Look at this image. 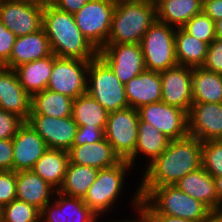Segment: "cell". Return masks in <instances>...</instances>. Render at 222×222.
Instances as JSON below:
<instances>
[{
    "mask_svg": "<svg viewBox=\"0 0 222 222\" xmlns=\"http://www.w3.org/2000/svg\"><path fill=\"white\" fill-rule=\"evenodd\" d=\"M116 0H89L74 14L84 37L100 51L110 34Z\"/></svg>",
    "mask_w": 222,
    "mask_h": 222,
    "instance_id": "cell-7",
    "label": "cell"
},
{
    "mask_svg": "<svg viewBox=\"0 0 222 222\" xmlns=\"http://www.w3.org/2000/svg\"><path fill=\"white\" fill-rule=\"evenodd\" d=\"M16 36L0 21V66L10 58Z\"/></svg>",
    "mask_w": 222,
    "mask_h": 222,
    "instance_id": "cell-41",
    "label": "cell"
},
{
    "mask_svg": "<svg viewBox=\"0 0 222 222\" xmlns=\"http://www.w3.org/2000/svg\"><path fill=\"white\" fill-rule=\"evenodd\" d=\"M16 199L35 206L40 211L51 201L53 188L33 170L16 172Z\"/></svg>",
    "mask_w": 222,
    "mask_h": 222,
    "instance_id": "cell-22",
    "label": "cell"
},
{
    "mask_svg": "<svg viewBox=\"0 0 222 222\" xmlns=\"http://www.w3.org/2000/svg\"><path fill=\"white\" fill-rule=\"evenodd\" d=\"M16 172L0 171V208L16 199Z\"/></svg>",
    "mask_w": 222,
    "mask_h": 222,
    "instance_id": "cell-37",
    "label": "cell"
},
{
    "mask_svg": "<svg viewBox=\"0 0 222 222\" xmlns=\"http://www.w3.org/2000/svg\"><path fill=\"white\" fill-rule=\"evenodd\" d=\"M99 169L68 164L63 183L58 192L65 195L83 198L94 183Z\"/></svg>",
    "mask_w": 222,
    "mask_h": 222,
    "instance_id": "cell-32",
    "label": "cell"
},
{
    "mask_svg": "<svg viewBox=\"0 0 222 222\" xmlns=\"http://www.w3.org/2000/svg\"><path fill=\"white\" fill-rule=\"evenodd\" d=\"M68 164V151L47 149L32 170L53 188L57 187L56 191H58L63 183Z\"/></svg>",
    "mask_w": 222,
    "mask_h": 222,
    "instance_id": "cell-26",
    "label": "cell"
},
{
    "mask_svg": "<svg viewBox=\"0 0 222 222\" xmlns=\"http://www.w3.org/2000/svg\"><path fill=\"white\" fill-rule=\"evenodd\" d=\"M192 73V67L182 65L161 71V101L168 105L181 108L188 113L193 104Z\"/></svg>",
    "mask_w": 222,
    "mask_h": 222,
    "instance_id": "cell-15",
    "label": "cell"
},
{
    "mask_svg": "<svg viewBox=\"0 0 222 222\" xmlns=\"http://www.w3.org/2000/svg\"><path fill=\"white\" fill-rule=\"evenodd\" d=\"M13 171L32 170L35 163L49 149L42 137L25 121L12 138Z\"/></svg>",
    "mask_w": 222,
    "mask_h": 222,
    "instance_id": "cell-17",
    "label": "cell"
},
{
    "mask_svg": "<svg viewBox=\"0 0 222 222\" xmlns=\"http://www.w3.org/2000/svg\"><path fill=\"white\" fill-rule=\"evenodd\" d=\"M175 28L155 21L141 40L145 68L161 72L178 65L175 49Z\"/></svg>",
    "mask_w": 222,
    "mask_h": 222,
    "instance_id": "cell-6",
    "label": "cell"
},
{
    "mask_svg": "<svg viewBox=\"0 0 222 222\" xmlns=\"http://www.w3.org/2000/svg\"><path fill=\"white\" fill-rule=\"evenodd\" d=\"M56 58L57 56L52 53L48 57L20 65L15 69L20 84L31 97L47 88Z\"/></svg>",
    "mask_w": 222,
    "mask_h": 222,
    "instance_id": "cell-24",
    "label": "cell"
},
{
    "mask_svg": "<svg viewBox=\"0 0 222 222\" xmlns=\"http://www.w3.org/2000/svg\"><path fill=\"white\" fill-rule=\"evenodd\" d=\"M61 210H63L64 222H94L97 217L82 198L63 193H61Z\"/></svg>",
    "mask_w": 222,
    "mask_h": 222,
    "instance_id": "cell-34",
    "label": "cell"
},
{
    "mask_svg": "<svg viewBox=\"0 0 222 222\" xmlns=\"http://www.w3.org/2000/svg\"><path fill=\"white\" fill-rule=\"evenodd\" d=\"M146 222H152L148 217H146Z\"/></svg>",
    "mask_w": 222,
    "mask_h": 222,
    "instance_id": "cell-53",
    "label": "cell"
},
{
    "mask_svg": "<svg viewBox=\"0 0 222 222\" xmlns=\"http://www.w3.org/2000/svg\"><path fill=\"white\" fill-rule=\"evenodd\" d=\"M216 38L222 39V19L215 21Z\"/></svg>",
    "mask_w": 222,
    "mask_h": 222,
    "instance_id": "cell-49",
    "label": "cell"
},
{
    "mask_svg": "<svg viewBox=\"0 0 222 222\" xmlns=\"http://www.w3.org/2000/svg\"><path fill=\"white\" fill-rule=\"evenodd\" d=\"M208 44L188 34L183 28L175 33V49L178 65L202 67L208 50Z\"/></svg>",
    "mask_w": 222,
    "mask_h": 222,
    "instance_id": "cell-29",
    "label": "cell"
},
{
    "mask_svg": "<svg viewBox=\"0 0 222 222\" xmlns=\"http://www.w3.org/2000/svg\"><path fill=\"white\" fill-rule=\"evenodd\" d=\"M188 132L201 142L221 140L222 103H193L188 112Z\"/></svg>",
    "mask_w": 222,
    "mask_h": 222,
    "instance_id": "cell-16",
    "label": "cell"
},
{
    "mask_svg": "<svg viewBox=\"0 0 222 222\" xmlns=\"http://www.w3.org/2000/svg\"><path fill=\"white\" fill-rule=\"evenodd\" d=\"M105 128L78 126L72 146H80L88 143L99 142L105 138Z\"/></svg>",
    "mask_w": 222,
    "mask_h": 222,
    "instance_id": "cell-40",
    "label": "cell"
},
{
    "mask_svg": "<svg viewBox=\"0 0 222 222\" xmlns=\"http://www.w3.org/2000/svg\"><path fill=\"white\" fill-rule=\"evenodd\" d=\"M108 112L88 93L73 100L72 118L77 126L105 128Z\"/></svg>",
    "mask_w": 222,
    "mask_h": 222,
    "instance_id": "cell-31",
    "label": "cell"
},
{
    "mask_svg": "<svg viewBox=\"0 0 222 222\" xmlns=\"http://www.w3.org/2000/svg\"><path fill=\"white\" fill-rule=\"evenodd\" d=\"M73 100L61 93L45 89L32 96L30 114L57 118L69 117L72 116Z\"/></svg>",
    "mask_w": 222,
    "mask_h": 222,
    "instance_id": "cell-30",
    "label": "cell"
},
{
    "mask_svg": "<svg viewBox=\"0 0 222 222\" xmlns=\"http://www.w3.org/2000/svg\"><path fill=\"white\" fill-rule=\"evenodd\" d=\"M175 186L190 197L201 201L214 214L217 213L215 181L203 167L181 178Z\"/></svg>",
    "mask_w": 222,
    "mask_h": 222,
    "instance_id": "cell-23",
    "label": "cell"
},
{
    "mask_svg": "<svg viewBox=\"0 0 222 222\" xmlns=\"http://www.w3.org/2000/svg\"><path fill=\"white\" fill-rule=\"evenodd\" d=\"M211 222H221L216 216H214L211 220Z\"/></svg>",
    "mask_w": 222,
    "mask_h": 222,
    "instance_id": "cell-52",
    "label": "cell"
},
{
    "mask_svg": "<svg viewBox=\"0 0 222 222\" xmlns=\"http://www.w3.org/2000/svg\"><path fill=\"white\" fill-rule=\"evenodd\" d=\"M32 97L20 84L14 69L0 66V109L16 114L27 121Z\"/></svg>",
    "mask_w": 222,
    "mask_h": 222,
    "instance_id": "cell-18",
    "label": "cell"
},
{
    "mask_svg": "<svg viewBox=\"0 0 222 222\" xmlns=\"http://www.w3.org/2000/svg\"><path fill=\"white\" fill-rule=\"evenodd\" d=\"M38 2H42V3H52L53 0H36Z\"/></svg>",
    "mask_w": 222,
    "mask_h": 222,
    "instance_id": "cell-51",
    "label": "cell"
},
{
    "mask_svg": "<svg viewBox=\"0 0 222 222\" xmlns=\"http://www.w3.org/2000/svg\"><path fill=\"white\" fill-rule=\"evenodd\" d=\"M89 0H53L52 5L69 14L77 13Z\"/></svg>",
    "mask_w": 222,
    "mask_h": 222,
    "instance_id": "cell-44",
    "label": "cell"
},
{
    "mask_svg": "<svg viewBox=\"0 0 222 222\" xmlns=\"http://www.w3.org/2000/svg\"><path fill=\"white\" fill-rule=\"evenodd\" d=\"M138 109H126L110 112L105 127V139L112 145L121 160H127L133 153L138 140Z\"/></svg>",
    "mask_w": 222,
    "mask_h": 222,
    "instance_id": "cell-9",
    "label": "cell"
},
{
    "mask_svg": "<svg viewBox=\"0 0 222 222\" xmlns=\"http://www.w3.org/2000/svg\"><path fill=\"white\" fill-rule=\"evenodd\" d=\"M27 122L42 137L49 149L68 151L72 147L78 129L72 116L57 118L30 114Z\"/></svg>",
    "mask_w": 222,
    "mask_h": 222,
    "instance_id": "cell-14",
    "label": "cell"
},
{
    "mask_svg": "<svg viewBox=\"0 0 222 222\" xmlns=\"http://www.w3.org/2000/svg\"><path fill=\"white\" fill-rule=\"evenodd\" d=\"M182 28L208 45L216 38L215 22L203 11L193 16Z\"/></svg>",
    "mask_w": 222,
    "mask_h": 222,
    "instance_id": "cell-35",
    "label": "cell"
},
{
    "mask_svg": "<svg viewBox=\"0 0 222 222\" xmlns=\"http://www.w3.org/2000/svg\"><path fill=\"white\" fill-rule=\"evenodd\" d=\"M142 121L157 128L169 139H182L189 135L188 113L163 101L141 106L138 109Z\"/></svg>",
    "mask_w": 222,
    "mask_h": 222,
    "instance_id": "cell-12",
    "label": "cell"
},
{
    "mask_svg": "<svg viewBox=\"0 0 222 222\" xmlns=\"http://www.w3.org/2000/svg\"><path fill=\"white\" fill-rule=\"evenodd\" d=\"M133 204H134V206L137 207L136 209H138V212H139L140 217L138 218V220L115 221V222H143L144 219L147 217V212H146L144 204L141 201V197H140L139 192L135 193V197L133 199ZM94 222H96V217H95Z\"/></svg>",
    "mask_w": 222,
    "mask_h": 222,
    "instance_id": "cell-46",
    "label": "cell"
},
{
    "mask_svg": "<svg viewBox=\"0 0 222 222\" xmlns=\"http://www.w3.org/2000/svg\"><path fill=\"white\" fill-rule=\"evenodd\" d=\"M215 216L222 222V208L215 214Z\"/></svg>",
    "mask_w": 222,
    "mask_h": 222,
    "instance_id": "cell-50",
    "label": "cell"
},
{
    "mask_svg": "<svg viewBox=\"0 0 222 222\" xmlns=\"http://www.w3.org/2000/svg\"><path fill=\"white\" fill-rule=\"evenodd\" d=\"M59 199L50 206V202L41 210L40 222H64L63 210H61V192L56 191ZM46 218V219H45Z\"/></svg>",
    "mask_w": 222,
    "mask_h": 222,
    "instance_id": "cell-42",
    "label": "cell"
},
{
    "mask_svg": "<svg viewBox=\"0 0 222 222\" xmlns=\"http://www.w3.org/2000/svg\"><path fill=\"white\" fill-rule=\"evenodd\" d=\"M202 68L222 74V39L215 38L209 44Z\"/></svg>",
    "mask_w": 222,
    "mask_h": 222,
    "instance_id": "cell-38",
    "label": "cell"
},
{
    "mask_svg": "<svg viewBox=\"0 0 222 222\" xmlns=\"http://www.w3.org/2000/svg\"><path fill=\"white\" fill-rule=\"evenodd\" d=\"M202 11L214 22L222 19V0H202Z\"/></svg>",
    "mask_w": 222,
    "mask_h": 222,
    "instance_id": "cell-45",
    "label": "cell"
},
{
    "mask_svg": "<svg viewBox=\"0 0 222 222\" xmlns=\"http://www.w3.org/2000/svg\"><path fill=\"white\" fill-rule=\"evenodd\" d=\"M88 60L59 58L54 60L47 88L72 99L86 93Z\"/></svg>",
    "mask_w": 222,
    "mask_h": 222,
    "instance_id": "cell-11",
    "label": "cell"
},
{
    "mask_svg": "<svg viewBox=\"0 0 222 222\" xmlns=\"http://www.w3.org/2000/svg\"><path fill=\"white\" fill-rule=\"evenodd\" d=\"M40 214L35 206L15 199L1 208V222H40Z\"/></svg>",
    "mask_w": 222,
    "mask_h": 222,
    "instance_id": "cell-33",
    "label": "cell"
},
{
    "mask_svg": "<svg viewBox=\"0 0 222 222\" xmlns=\"http://www.w3.org/2000/svg\"><path fill=\"white\" fill-rule=\"evenodd\" d=\"M140 197L147 215H167L193 221H211L215 216L201 201L175 185L147 188Z\"/></svg>",
    "mask_w": 222,
    "mask_h": 222,
    "instance_id": "cell-3",
    "label": "cell"
},
{
    "mask_svg": "<svg viewBox=\"0 0 222 222\" xmlns=\"http://www.w3.org/2000/svg\"><path fill=\"white\" fill-rule=\"evenodd\" d=\"M124 85L129 107L139 109L162 100L160 72L145 70Z\"/></svg>",
    "mask_w": 222,
    "mask_h": 222,
    "instance_id": "cell-20",
    "label": "cell"
},
{
    "mask_svg": "<svg viewBox=\"0 0 222 222\" xmlns=\"http://www.w3.org/2000/svg\"><path fill=\"white\" fill-rule=\"evenodd\" d=\"M202 143L190 135L171 140L166 150L147 165L136 191L141 195L147 188L175 185L181 178L202 167Z\"/></svg>",
    "mask_w": 222,
    "mask_h": 222,
    "instance_id": "cell-1",
    "label": "cell"
},
{
    "mask_svg": "<svg viewBox=\"0 0 222 222\" xmlns=\"http://www.w3.org/2000/svg\"><path fill=\"white\" fill-rule=\"evenodd\" d=\"M43 28L53 54L59 58L91 61L98 50L84 37L73 14L63 12L51 3L44 4Z\"/></svg>",
    "mask_w": 222,
    "mask_h": 222,
    "instance_id": "cell-2",
    "label": "cell"
},
{
    "mask_svg": "<svg viewBox=\"0 0 222 222\" xmlns=\"http://www.w3.org/2000/svg\"><path fill=\"white\" fill-rule=\"evenodd\" d=\"M157 21L182 28L193 16L202 11V0H154Z\"/></svg>",
    "mask_w": 222,
    "mask_h": 222,
    "instance_id": "cell-25",
    "label": "cell"
},
{
    "mask_svg": "<svg viewBox=\"0 0 222 222\" xmlns=\"http://www.w3.org/2000/svg\"><path fill=\"white\" fill-rule=\"evenodd\" d=\"M202 167L213 178L222 176V139L202 143Z\"/></svg>",
    "mask_w": 222,
    "mask_h": 222,
    "instance_id": "cell-36",
    "label": "cell"
},
{
    "mask_svg": "<svg viewBox=\"0 0 222 222\" xmlns=\"http://www.w3.org/2000/svg\"><path fill=\"white\" fill-rule=\"evenodd\" d=\"M217 194V212L222 208V176L214 177Z\"/></svg>",
    "mask_w": 222,
    "mask_h": 222,
    "instance_id": "cell-48",
    "label": "cell"
},
{
    "mask_svg": "<svg viewBox=\"0 0 222 222\" xmlns=\"http://www.w3.org/2000/svg\"><path fill=\"white\" fill-rule=\"evenodd\" d=\"M68 153L70 163L96 169L112 167L121 161L105 138L99 142L72 146Z\"/></svg>",
    "mask_w": 222,
    "mask_h": 222,
    "instance_id": "cell-21",
    "label": "cell"
},
{
    "mask_svg": "<svg viewBox=\"0 0 222 222\" xmlns=\"http://www.w3.org/2000/svg\"><path fill=\"white\" fill-rule=\"evenodd\" d=\"M51 54L48 37L42 28L34 33L17 37L10 58L3 66L15 70L20 65L48 57Z\"/></svg>",
    "mask_w": 222,
    "mask_h": 222,
    "instance_id": "cell-19",
    "label": "cell"
},
{
    "mask_svg": "<svg viewBox=\"0 0 222 222\" xmlns=\"http://www.w3.org/2000/svg\"><path fill=\"white\" fill-rule=\"evenodd\" d=\"M147 217L152 222H211V221H193L167 215H147Z\"/></svg>",
    "mask_w": 222,
    "mask_h": 222,
    "instance_id": "cell-47",
    "label": "cell"
},
{
    "mask_svg": "<svg viewBox=\"0 0 222 222\" xmlns=\"http://www.w3.org/2000/svg\"><path fill=\"white\" fill-rule=\"evenodd\" d=\"M44 3L36 0H0V21L16 37L43 28Z\"/></svg>",
    "mask_w": 222,
    "mask_h": 222,
    "instance_id": "cell-10",
    "label": "cell"
},
{
    "mask_svg": "<svg viewBox=\"0 0 222 222\" xmlns=\"http://www.w3.org/2000/svg\"><path fill=\"white\" fill-rule=\"evenodd\" d=\"M87 74L86 93L108 113L129 107L125 85L99 55L89 62Z\"/></svg>",
    "mask_w": 222,
    "mask_h": 222,
    "instance_id": "cell-5",
    "label": "cell"
},
{
    "mask_svg": "<svg viewBox=\"0 0 222 222\" xmlns=\"http://www.w3.org/2000/svg\"><path fill=\"white\" fill-rule=\"evenodd\" d=\"M98 55L123 84L146 70L140 44H106Z\"/></svg>",
    "mask_w": 222,
    "mask_h": 222,
    "instance_id": "cell-13",
    "label": "cell"
},
{
    "mask_svg": "<svg viewBox=\"0 0 222 222\" xmlns=\"http://www.w3.org/2000/svg\"><path fill=\"white\" fill-rule=\"evenodd\" d=\"M192 97L193 103H222V74L193 68Z\"/></svg>",
    "mask_w": 222,
    "mask_h": 222,
    "instance_id": "cell-27",
    "label": "cell"
},
{
    "mask_svg": "<svg viewBox=\"0 0 222 222\" xmlns=\"http://www.w3.org/2000/svg\"><path fill=\"white\" fill-rule=\"evenodd\" d=\"M24 122L16 114L0 109V139H12Z\"/></svg>",
    "mask_w": 222,
    "mask_h": 222,
    "instance_id": "cell-39",
    "label": "cell"
},
{
    "mask_svg": "<svg viewBox=\"0 0 222 222\" xmlns=\"http://www.w3.org/2000/svg\"><path fill=\"white\" fill-rule=\"evenodd\" d=\"M13 141L0 139V171L13 170Z\"/></svg>",
    "mask_w": 222,
    "mask_h": 222,
    "instance_id": "cell-43",
    "label": "cell"
},
{
    "mask_svg": "<svg viewBox=\"0 0 222 222\" xmlns=\"http://www.w3.org/2000/svg\"><path fill=\"white\" fill-rule=\"evenodd\" d=\"M156 20L154 0H116L106 44H140L142 37Z\"/></svg>",
    "mask_w": 222,
    "mask_h": 222,
    "instance_id": "cell-4",
    "label": "cell"
},
{
    "mask_svg": "<svg viewBox=\"0 0 222 222\" xmlns=\"http://www.w3.org/2000/svg\"><path fill=\"white\" fill-rule=\"evenodd\" d=\"M130 167L126 160H121L112 167L99 169L94 183L82 198L97 216L114 205L124 184V174Z\"/></svg>",
    "mask_w": 222,
    "mask_h": 222,
    "instance_id": "cell-8",
    "label": "cell"
},
{
    "mask_svg": "<svg viewBox=\"0 0 222 222\" xmlns=\"http://www.w3.org/2000/svg\"><path fill=\"white\" fill-rule=\"evenodd\" d=\"M171 139L150 123L139 120L138 140L134 153L126 160L133 166L138 153H144L151 162L157 159L168 147Z\"/></svg>",
    "mask_w": 222,
    "mask_h": 222,
    "instance_id": "cell-28",
    "label": "cell"
}]
</instances>
